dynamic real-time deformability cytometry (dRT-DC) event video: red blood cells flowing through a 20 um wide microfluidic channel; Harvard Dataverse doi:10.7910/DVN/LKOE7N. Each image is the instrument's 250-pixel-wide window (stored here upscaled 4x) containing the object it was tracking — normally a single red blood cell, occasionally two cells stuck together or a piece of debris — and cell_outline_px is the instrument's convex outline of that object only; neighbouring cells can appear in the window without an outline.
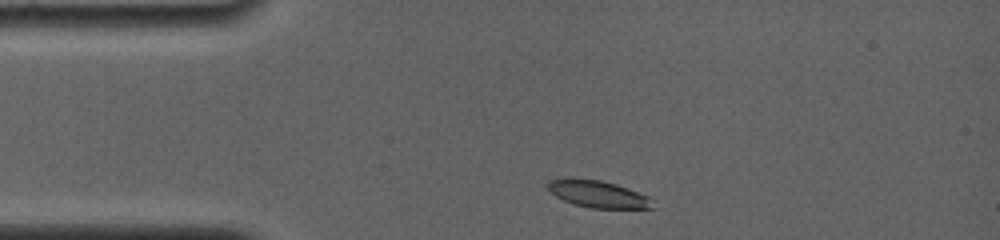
{"species": "common noctule bat (a hibernating species)", "species_latin": "Nyctalus noctula", "temperature_condition": "room temperature", "stored_images_in_passage": 27, "camera_frame_rate_fps": 4000, "um_per_image_px": 0.085, "animal": {"sex": "female", "body_mass_g": 19.0, "forearm_length_mm": 56.7}, "frame": {"image": 1, "passage_image": 1, "time_ms": 0.0, "image_size_px": [1000, 240], "cell_outline_px": [[656, 208], [588, 208], [564, 200], [556, 196], [548, 188], [548, 180], [564, 176], [600, 180], [616, 184], [628, 188], [648, 196], [652, 200]], "centroid_in_image_um": [50.81, 16.47], "position_along_channel_um": 34.2, "area_um2": 16.7}}
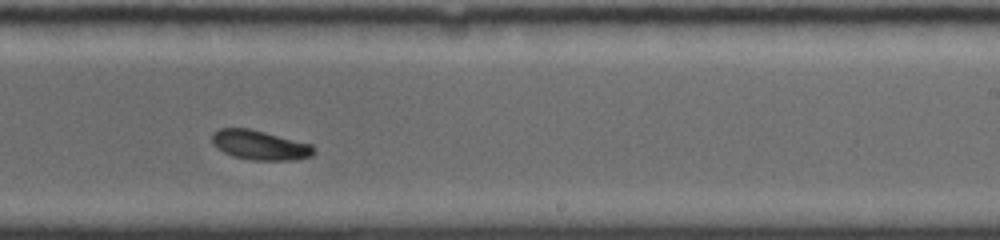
{"frame": {"image": 2, "passage_image": 16, "time_ms": 7.0, "image_size_px": [1000, 240], "cell_outline_px": [[316, 152], [312, 156], [292, 160], [252, 160], [232, 156], [216, 148], [212, 144], [212, 132], [220, 128], [248, 128], [312, 144], [316, 148]], "centroid_in_image_um": [22.08, 12.33], "position_along_channel_um": 266.9, "area_um2": 17.63}}
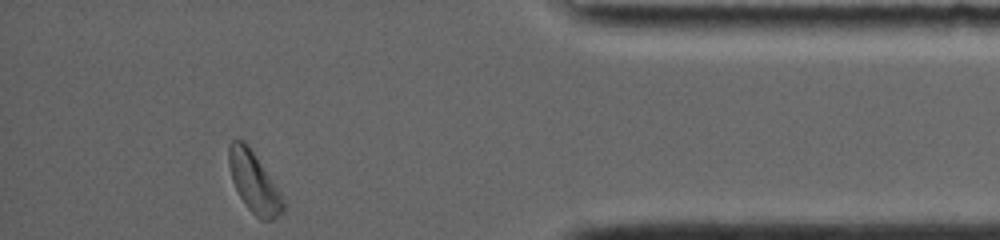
{"frame": {"image": 3, "passage_image": 27, "time_ms": 11.5, "image_size_px": [1000, 240], "cell_outline_px": [[284, 208], [272, 220], [260, 220], [248, 208], [240, 196], [232, 180], [228, 164], [228, 144], [232, 140], [244, 140], [256, 156], [284, 200]], "centroid_in_image_um": [21.54, 15.47], "position_along_channel_um": 413.7, "area_um2": 18.61}, "authors_computed_cell_mechanics": {"area_um2": 17.8602, "velocity_mm_per_s": 3.7796, "shape_relaxation_time_tau1_ms": 1.882, "shape_relaxation_time_tau2_ms": null, "deformation_change_tau1": 0.0959, "deformation_change_tau2": null}}